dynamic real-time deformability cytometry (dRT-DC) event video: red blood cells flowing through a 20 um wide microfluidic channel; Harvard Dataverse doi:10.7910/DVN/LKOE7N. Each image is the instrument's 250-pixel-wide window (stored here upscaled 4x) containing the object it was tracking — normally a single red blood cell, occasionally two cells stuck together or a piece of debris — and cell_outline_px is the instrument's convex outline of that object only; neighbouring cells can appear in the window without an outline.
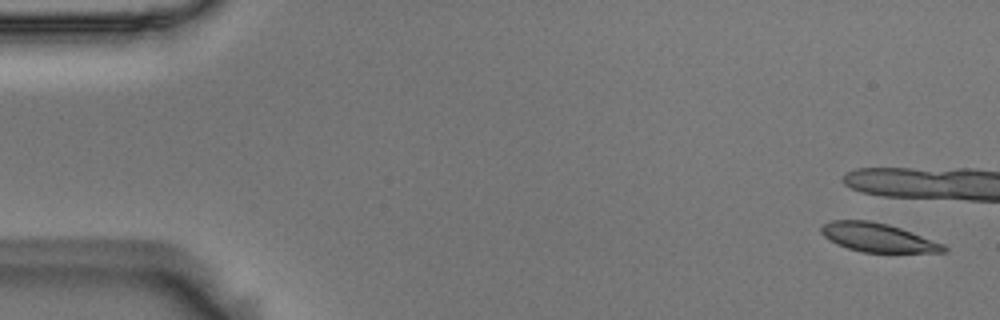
{"species": "Egyptian fruit bat (a non-hibernating species)", "species_latin": "Rousettus aegyptiacus", "temperature_condition": "room temperature", "stored_images_in_passage": 3, "camera_frame_rate_fps": 3000, "um_per_image_px": 0.085, "animal": {"sex": "male"}, "frame": {"image": 1, "passage_image": 1, "time_ms": 0.0, "image_size_px": [1000, 320], "cell_outline_px": [[948, 252], [864, 252], [848, 248], [836, 244], [828, 240], [820, 232], [820, 228], [824, 224], [832, 220], [868, 220], [888, 224], [900, 228], [944, 244], [948, 248]], "centroid_in_image_um": [74.6, 20.19], "position_along_channel_um": 10.4, "area_um2": 20.4}}